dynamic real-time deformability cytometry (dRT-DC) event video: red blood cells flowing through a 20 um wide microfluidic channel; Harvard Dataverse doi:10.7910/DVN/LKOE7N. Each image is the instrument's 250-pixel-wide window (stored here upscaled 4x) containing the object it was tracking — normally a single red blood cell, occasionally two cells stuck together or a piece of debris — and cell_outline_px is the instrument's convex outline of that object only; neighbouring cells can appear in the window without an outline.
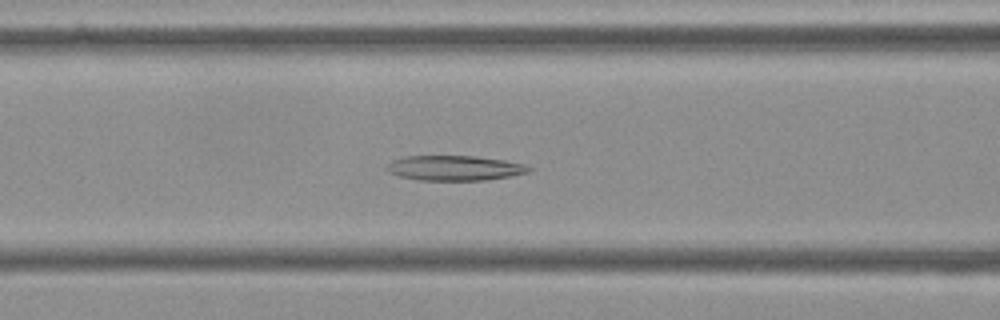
{"species": "Egyptian fruit bat (a non-hibernating species)", "species_latin": "Rousettus aegyptiacus", "temperature_condition": "cold", "stored_images_in_passage": 55, "camera_frame_rate_fps": 3000, "um_per_image_px": 0.085, "frame": {"image": 1, "passage_image": 22, "time_ms": 7.0, "image_size_px": [1000, 320], "cell_outline_px": [[532, 168], [528, 172], [512, 176], [488, 180], [416, 180], [400, 176], [388, 172], [384, 168], [392, 160], [404, 156], [476, 156], [504, 160], [524, 164]], "centroid_in_image_um": [38.62, 14.28], "position_along_channel_um": 128.0, "area_um2": 20.81}}
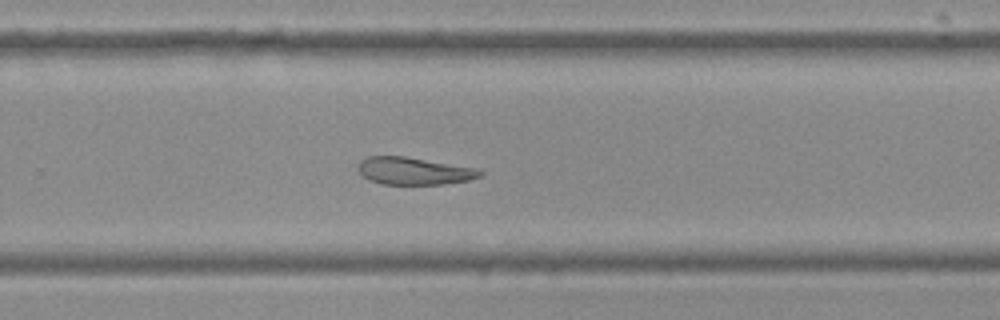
{"frame": {"image": 2, "passage_image": 36, "time_ms": 11.667, "image_size_px": [1000, 320], "cell_outline_px": [[484, 172], [480, 176], [468, 180], [444, 184], [380, 184], [368, 180], [356, 168], [360, 160], [368, 156], [404, 156], [480, 168]], "centroid_in_image_um": [35.19, 14.53], "position_along_channel_um": 294.6, "area_um2": 19.65}}
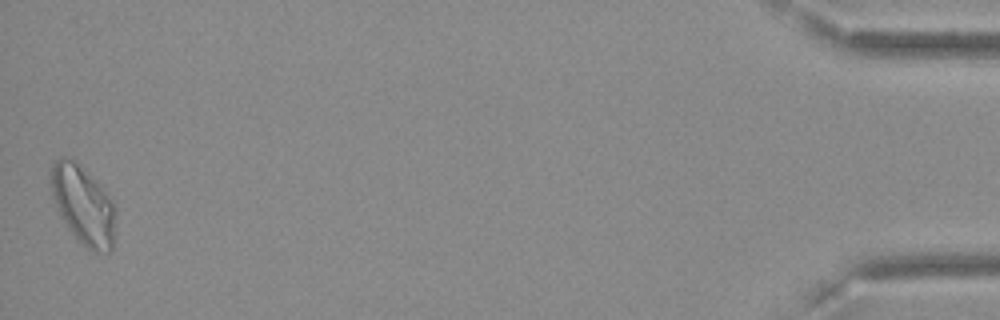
{"frame": {"image": 3, "passage_image": 55, "time_ms": 18.0, "image_size_px": [1000, 320], "cell_outline_px": [[116, 212], [112, 248], [108, 252], [92, 252], [76, 240], [60, 216], [52, 196], [52, 164], [60, 156], [72, 156], [100, 184], [116, 208]], "centroid_in_image_um": [7.08, 17.42], "position_along_channel_um": 428.1, "area_um2": 29.88}, "authors_computed_cell_mechanics": {"area_um2": 23.2356, "velocity_mm_per_s": 3.5775, "shape_relaxation_time_tau1_ms": null, "shape_relaxation_time_tau2_ms": 4.7487, "deformation_change_tau1": null, "deformation_change_tau2": 0.129}}